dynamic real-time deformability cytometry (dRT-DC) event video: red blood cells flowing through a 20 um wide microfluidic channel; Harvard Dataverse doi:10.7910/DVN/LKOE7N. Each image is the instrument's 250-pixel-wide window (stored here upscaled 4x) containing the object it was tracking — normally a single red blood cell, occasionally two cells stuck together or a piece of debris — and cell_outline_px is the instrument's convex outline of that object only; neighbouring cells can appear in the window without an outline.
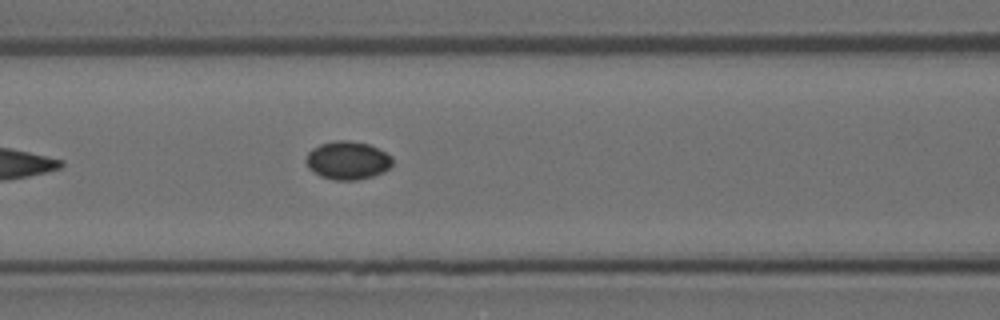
{"species": "Egyptian fruit bat (a non-hibernating species)", "species_latin": "Rousettus aegyptiacus", "temperature_condition": "room temperature", "stored_images_in_passage": 6, "camera_frame_rate_fps": 3000, "um_per_image_px": 0.085, "animal": {"sex": "female"}, "frame": {"image": 1, "passage_image": 6, "time_ms": 1.667, "image_size_px": [1000, 320], "cell_outline_px": [[392, 164], [384, 172], [372, 176], [356, 180], [332, 180], [320, 176], [308, 168], [304, 160], [308, 152], [312, 148], [320, 144], [336, 140], [348, 140], [368, 144], [392, 156]], "centroid_in_image_um": [29.51, 13.64], "position_along_channel_um": 137.1, "area_um2": 19.31}}